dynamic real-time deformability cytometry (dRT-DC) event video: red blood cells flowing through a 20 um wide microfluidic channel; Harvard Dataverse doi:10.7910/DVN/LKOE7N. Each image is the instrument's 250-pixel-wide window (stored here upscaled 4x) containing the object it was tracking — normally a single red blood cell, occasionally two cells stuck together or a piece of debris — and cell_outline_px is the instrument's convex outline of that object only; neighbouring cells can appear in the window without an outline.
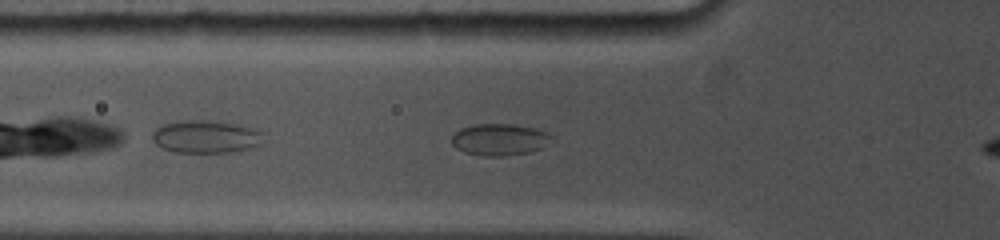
{"species": "common noctule bat (a hibernating species)", "species_latin": "Nyctalus noctula", "temperature_condition": "cold", "stored_images_in_passage": 39, "camera_frame_rate_fps": 5000, "um_per_image_px": 0.085, "animal": {"sex": "female", "body_mass_g": 19.0, "forearm_length_mm": 53.3}, "frame": {"image": 1, "passage_image": 7, "time_ms": 1.4, "image_size_px": [1000, 240], "cell_outline_px": [[552, 136], [540, 148], [528, 152], [504, 156], [480, 156], [464, 152], [456, 148], [452, 144], [452, 136], [460, 128], [472, 124], [512, 124], [536, 128], [548, 132]], "centroid_in_image_um": [42.4, 11.85], "position_along_channel_um": 83.4, "area_um2": 18.38}}
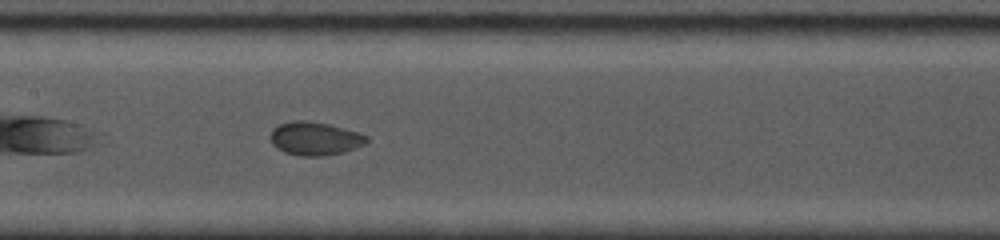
{"frame": {"image": 2, "passage_image": 17, "time_ms": 4.0, "image_size_px": [1000, 240], "cell_outline_px": [[368, 140], [364, 144], [344, 152], [324, 156], [300, 156], [284, 152], [276, 148], [272, 144], [268, 136], [272, 128], [280, 124], [292, 120], [308, 120], [328, 124], [344, 128], [368, 136]], "centroid_in_image_um": [26.71, 11.77], "position_along_channel_um": 180.7, "area_um2": 18.9}}
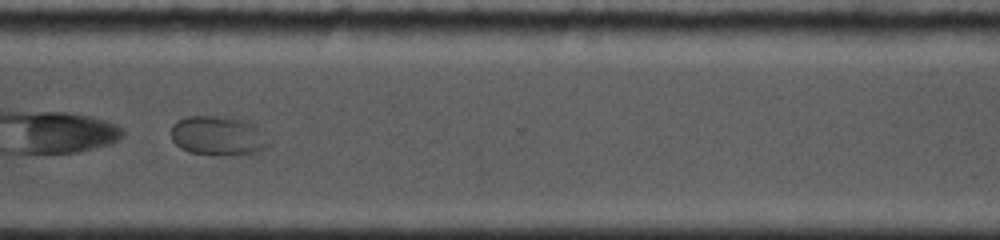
{"frame": {"image": 3, "passage_image": 36, "time_ms": 8.6, "image_size_px": [1000, 240], "cell_outline_px": [[268, 148], [260, 152], [248, 156], [212, 156], [188, 152], [180, 148], [172, 140], [172, 124], [176, 120], [188, 116], [232, 116], [248, 120], [256, 128], [268, 144]], "centroid_in_image_um": [18.52, 11.57], "position_along_channel_um": 352.1, "area_um2": 23.06}}